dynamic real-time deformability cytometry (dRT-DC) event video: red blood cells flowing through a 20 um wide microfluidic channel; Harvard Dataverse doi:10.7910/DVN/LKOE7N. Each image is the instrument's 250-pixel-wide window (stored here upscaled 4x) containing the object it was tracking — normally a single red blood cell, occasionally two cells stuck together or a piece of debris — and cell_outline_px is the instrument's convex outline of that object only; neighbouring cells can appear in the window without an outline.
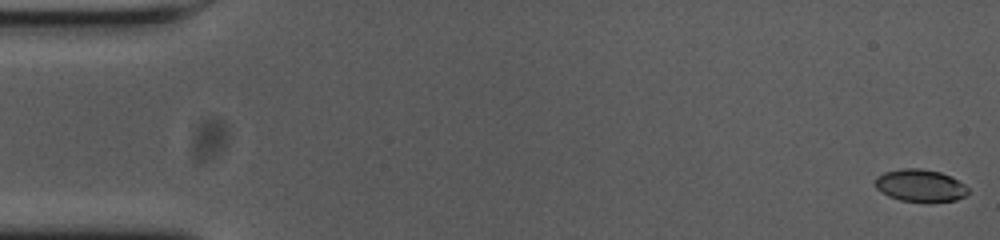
{"species": "common noctule bat (a hibernating species)", "species_latin": "Nyctalus noctula", "temperature_condition": "cold", "stored_images_in_passage": 56, "camera_frame_rate_fps": 3000, "um_per_image_px": 0.085, "animal": {"sex": "female", "body_mass_g": 23.0, "forearm_length_mm": 53.4}, "frame": {"image": 1, "passage_image": 1, "time_ms": 0.0, "image_size_px": [1000, 240], "cell_outline_px": [[968, 192], [964, 196], [956, 200], [900, 200], [888, 196], [880, 192], [876, 188], [876, 176], [884, 172], [904, 168], [920, 168], [940, 172], [964, 184], [968, 188]], "centroid_in_image_um": [78.17, 15.74], "position_along_channel_um": 6.8, "area_um2": 16.99}}
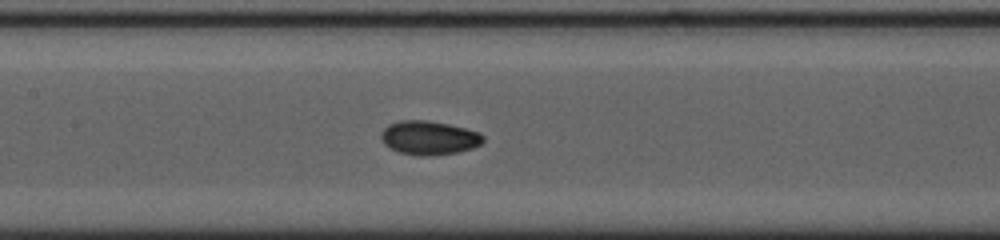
{"frame": {"image": 2, "passage_image": 26, "time_ms": 8.333, "image_size_px": [1000, 240], "cell_outline_px": [[484, 140], [480, 144], [472, 148], [456, 152], [432, 156], [420, 156], [400, 152], [384, 144], [380, 136], [384, 128], [388, 124], [400, 120], [428, 120], [448, 124], [480, 132], [484, 136]], "centroid_in_image_um": [36.47, 11.7], "position_along_channel_um": 170.9, "area_um2": 20.11}}
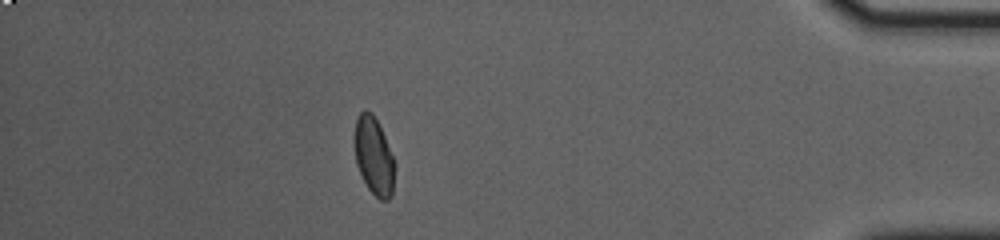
{"frame": {"image": 3, "passage_image": 49, "time_ms": 16.0, "image_size_px": [1000, 240], "cell_outline_px": [[392, 196], [388, 200], [380, 200], [368, 188], [356, 164], [356, 120], [360, 112], [364, 108], [372, 112], [384, 136], [392, 156]], "centroid_in_image_um": [31.76, 13.25], "position_along_channel_um": 403.4, "area_um2": 17.28}, "authors_computed_cell_mechanics": {"area_um2": 18.496, "velocity_mm_per_s": 3.673, "shape_relaxation_time_tau1_ms": 4.5231, "shape_relaxation_time_tau2_ms": 1.6092, "deformation_change_tau1": 0.129, "deformation_change_tau2": 0.0416}}